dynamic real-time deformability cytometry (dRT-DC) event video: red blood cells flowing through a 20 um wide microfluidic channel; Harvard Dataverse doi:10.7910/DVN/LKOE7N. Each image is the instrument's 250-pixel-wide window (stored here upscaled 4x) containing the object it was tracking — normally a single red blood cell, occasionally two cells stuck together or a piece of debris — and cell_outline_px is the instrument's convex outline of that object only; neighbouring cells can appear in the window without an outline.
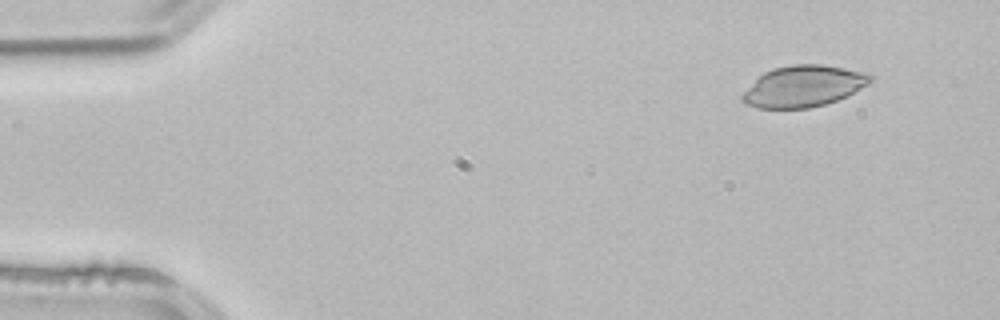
{"species": "common noctule bat (a hibernating species)", "species_latin": "Nyctalus noctula", "temperature_condition": "room temperature", "stored_images_in_passage": 4, "segment_of_instrument_passage": [1, 2], "camera_frame_rate_fps": 3000, "um_per_image_px": 0.085, "animal": {"sex": "male", "body_mass_g": 21.5, "forearm_length_mm": 52.0}, "frame": {"image": 1, "passage_image": 1, "time_ms": 0.0, "image_size_px": [1000, 320], "cell_outline_px": [[872, 80], [868, 84], [848, 96], [824, 104], [808, 108], [756, 108], [744, 104], [740, 100], [740, 96], [764, 72], [772, 68], [792, 64], [820, 64], [872, 72]], "centroid_in_image_um": [68.32, 7.32], "position_along_channel_um": 16.7, "area_um2": 31.04}}